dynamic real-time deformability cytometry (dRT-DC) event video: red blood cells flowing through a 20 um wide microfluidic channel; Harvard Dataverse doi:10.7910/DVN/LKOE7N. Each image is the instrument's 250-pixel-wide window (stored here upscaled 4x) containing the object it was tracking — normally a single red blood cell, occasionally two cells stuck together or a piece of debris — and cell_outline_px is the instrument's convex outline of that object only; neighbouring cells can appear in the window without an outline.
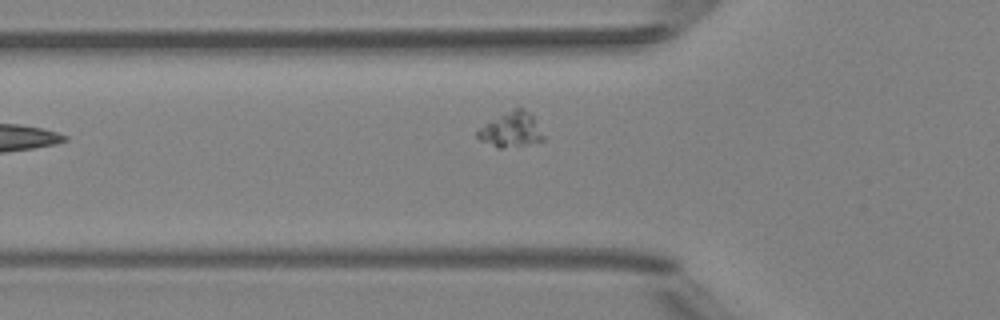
{"species": "Egyptian fruit bat (a non-hibernating species)", "species_latin": "Rousettus aegyptiacus", "temperature_condition": "room temperature", "stored_images_in_passage": 4, "camera_frame_rate_fps": 3000, "um_per_image_px": 0.085, "animal": {"sex": "female"}, "frame": {"image": 1, "passage_image": 4, "time_ms": 4.333, "image_size_px": [1000, 320], "cell_outline_px": [[544, 140], [528, 144], [500, 148], [496, 148], [480, 140], [476, 136], [476, 132], [484, 124], [516, 108], [524, 108], [532, 112], [544, 136]], "centroid_in_image_um": [43.47, 11.03], "position_along_channel_um": 82.3, "area_um2": 13.29}}